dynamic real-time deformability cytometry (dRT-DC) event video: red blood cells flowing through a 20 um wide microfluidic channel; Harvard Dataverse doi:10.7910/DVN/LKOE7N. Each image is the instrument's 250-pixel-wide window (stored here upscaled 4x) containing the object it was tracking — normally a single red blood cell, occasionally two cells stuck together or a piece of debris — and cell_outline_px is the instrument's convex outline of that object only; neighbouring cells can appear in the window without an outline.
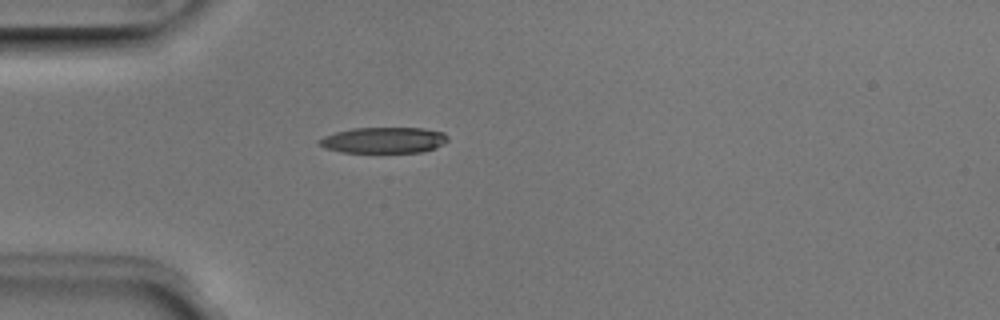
{"species": "Egyptian fruit bat (a non-hibernating species)", "species_latin": "Rousettus aegyptiacus", "temperature_condition": "room temperature", "stored_images_in_passage": 2, "camera_frame_rate_fps": 3000, "um_per_image_px": 0.085, "animal": {"sex": "male"}, "frame": {"image": 1, "passage_image": 2, "time_ms": 0.333, "image_size_px": [1000, 320], "cell_outline_px": [[448, 140], [444, 144], [436, 148], [420, 152], [340, 152], [324, 148], [316, 140], [324, 136], [336, 132], [352, 128], [424, 128], [444, 132], [448, 136]], "centroid_in_image_um": [32.63, 11.91], "position_along_channel_um": 52.4, "area_um2": 19.54}}